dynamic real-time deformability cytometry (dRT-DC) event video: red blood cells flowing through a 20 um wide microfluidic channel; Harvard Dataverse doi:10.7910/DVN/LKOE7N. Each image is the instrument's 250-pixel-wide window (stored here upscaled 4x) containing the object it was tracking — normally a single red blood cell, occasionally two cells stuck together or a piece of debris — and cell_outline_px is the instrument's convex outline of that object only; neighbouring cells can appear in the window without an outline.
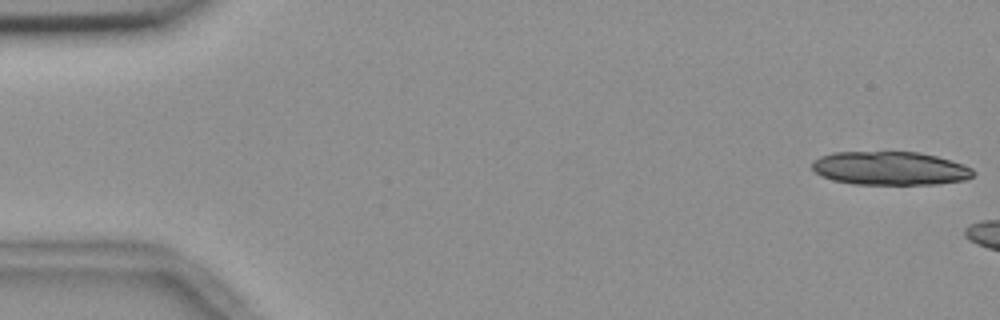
{"species": "common noctule bat (a hibernating species)", "species_latin": "Nyctalus noctula", "temperature_condition": "room temperature", "stored_images_in_passage": 6, "camera_frame_rate_fps": 3000, "um_per_image_px": 0.085, "animal": {"sex": "female", "body_mass_g": 18.4}, "frame": {"image": 1, "passage_image": 1, "time_ms": 0.0, "image_size_px": [1000, 320], "cell_outline_px": [[976, 172], [972, 176], [964, 180], [936, 184], [852, 184], [832, 180], [820, 176], [812, 168], [812, 160], [820, 156], [832, 152], [920, 152], [936, 156], [964, 164], [972, 168]], "centroid_in_image_um": [75.63, 14.3], "position_along_channel_um": 9.4, "area_um2": 31.67}}